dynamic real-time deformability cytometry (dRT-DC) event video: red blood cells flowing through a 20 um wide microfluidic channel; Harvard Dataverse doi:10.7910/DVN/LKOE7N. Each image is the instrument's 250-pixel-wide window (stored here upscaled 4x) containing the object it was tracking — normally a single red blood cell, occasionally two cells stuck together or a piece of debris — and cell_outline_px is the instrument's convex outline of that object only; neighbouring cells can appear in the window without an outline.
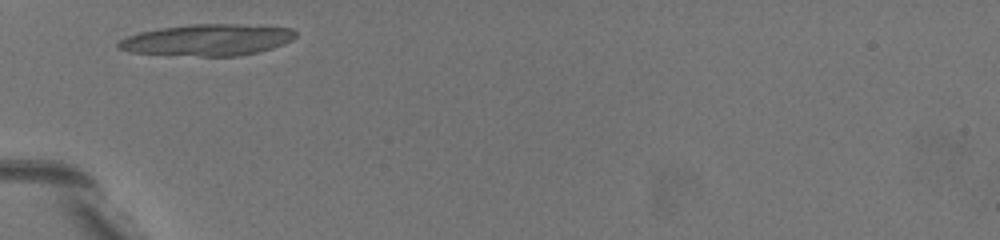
{"species": "common noctule bat (a hibernating species)", "species_latin": "Nyctalus noctula", "temperature_condition": "warm", "stored_images_in_passage": 4, "camera_frame_rate_fps": 3000, "um_per_image_px": 0.085, "animal": {"sex": "female", "body_mass_g": 19.5, "forearm_length_mm": 54.1}, "frame": {"image": 1, "passage_image": 2, "time_ms": 0.333, "image_size_px": [1000, 240], "cell_outline_px": [[196, 216], [192, 216], [176, 212], [164, 204], [120, 168], [100, 140], [116, 136], [136, 148], [140, 152]], "centroid_in_image_um": [12.27, 14.76], "position_along_channel_um": 72.7, "area_um2": 15.14}}